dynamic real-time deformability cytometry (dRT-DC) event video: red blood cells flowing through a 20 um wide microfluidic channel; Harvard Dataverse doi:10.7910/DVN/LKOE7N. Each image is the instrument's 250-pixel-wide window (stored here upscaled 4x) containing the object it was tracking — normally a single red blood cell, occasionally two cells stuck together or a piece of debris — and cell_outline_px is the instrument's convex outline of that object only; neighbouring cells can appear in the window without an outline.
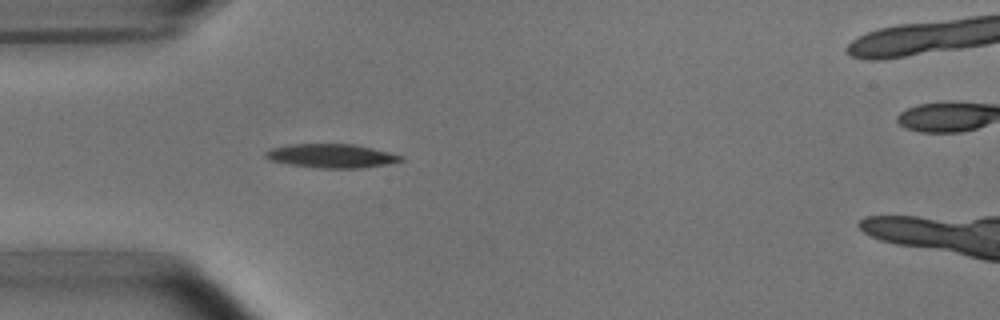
{"species": "common noctule bat (a hibernating species)", "species_latin": "Nyctalus noctula", "temperature_condition": "room temperature", "stored_images_in_passage": 5, "segment_of_instrument_passage": [1, 2], "camera_frame_rate_fps": 3000, "um_per_image_px": 0.085, "animal": {"sex": "male", "body_mass_g": 15.6}, "frame": {"image": 1, "passage_image": 4, "time_ms": 4.333, "image_size_px": [1000, 320], "cell_outline_px": [[404, 160], [388, 164], [360, 168], [320, 168], [292, 164], [268, 160], [264, 156], [264, 152], [272, 148], [288, 144], [352, 144], [372, 148], [404, 156]], "centroid_in_image_um": [28.17, 13.25], "position_along_channel_um": 56.8, "area_um2": 18.73}}